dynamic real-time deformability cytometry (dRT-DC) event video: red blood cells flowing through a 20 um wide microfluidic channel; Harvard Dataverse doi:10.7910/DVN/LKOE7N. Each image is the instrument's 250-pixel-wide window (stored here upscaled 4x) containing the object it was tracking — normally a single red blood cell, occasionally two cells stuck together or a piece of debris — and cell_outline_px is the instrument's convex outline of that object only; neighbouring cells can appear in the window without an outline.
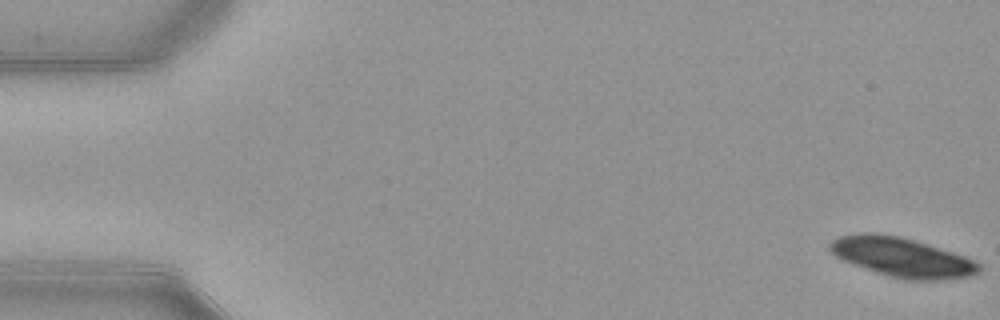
{"species": "common noctule bat (a hibernating species)", "species_latin": "Nyctalus noctula", "temperature_condition": "warm", "stored_images_in_passage": 27, "camera_frame_rate_fps": 3000, "um_per_image_px": 0.085, "animal": {"sex": "female", "body_mass_g": 21.9}, "frame": {"image": 1, "passage_image": 1, "time_ms": 0.0, "image_size_px": [1000, 320], "cell_outline_px": [[984, 268], [980, 272], [972, 276], [944, 280], [908, 280], [892, 276], [852, 264], [840, 260], [828, 252], [828, 244], [832, 240], [840, 236], [860, 232], [872, 232], [900, 236], [952, 252], [976, 260]], "centroid_in_image_um": [76.66, 21.86], "position_along_channel_um": 8.3, "area_um2": 34.45}}
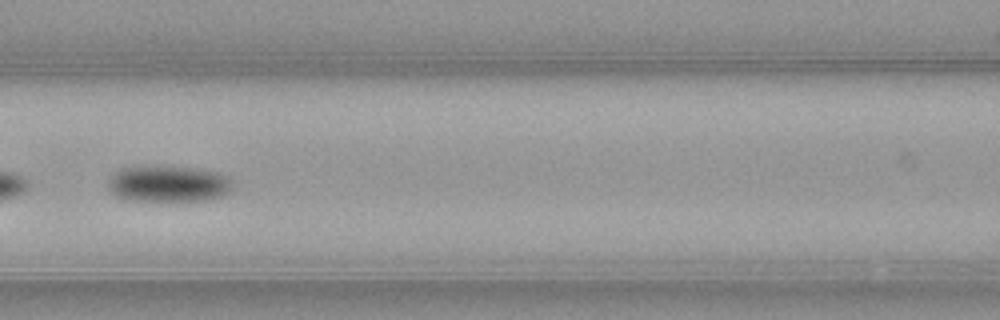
{"frame": {"image": 2, "passage_image": 24, "time_ms": 7.667, "image_size_px": [1000, 320], "cell_outline_px": [[232, 188], [228, 192], [220, 196], [208, 200], [176, 204], [124, 200], [116, 196], [108, 188], [108, 180], [120, 168], [144, 164], [192, 168], [216, 172], [228, 176], [232, 180]], "centroid_in_image_um": [14.27, 15.66], "position_along_channel_um": 152.3, "area_um2": 27.86}}